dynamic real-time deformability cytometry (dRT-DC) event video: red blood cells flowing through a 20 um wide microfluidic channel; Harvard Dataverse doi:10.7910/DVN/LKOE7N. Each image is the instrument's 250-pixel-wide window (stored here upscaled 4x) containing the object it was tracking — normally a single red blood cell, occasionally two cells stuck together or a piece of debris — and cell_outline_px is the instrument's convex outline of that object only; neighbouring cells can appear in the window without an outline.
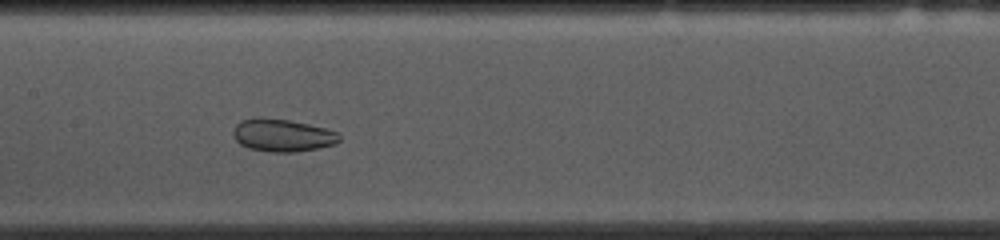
{"species": "common noctule bat (a hibernating species)", "species_latin": "Nyctalus noctula", "temperature_condition": "cold", "stored_images_in_passage": 38, "camera_frame_rate_fps": 3000, "um_per_image_px": 0.085, "animal": {"sex": "female", "body_mass_g": 10.0, "forearm_length_mm": 53.1}, "frame": {"image": 1, "passage_image": 22, "time_ms": 7.0, "image_size_px": [1000, 240], "cell_outline_px": [[340, 140], [332, 144], [316, 148], [296, 152], [272, 152], [248, 148], [240, 144], [236, 140], [232, 132], [236, 124], [240, 120], [256, 116], [288, 120], [308, 124], [324, 128], [336, 132], [340, 136]], "centroid_in_image_um": [23.94, 11.48], "position_along_channel_um": 183.5, "area_um2": 20.11}}